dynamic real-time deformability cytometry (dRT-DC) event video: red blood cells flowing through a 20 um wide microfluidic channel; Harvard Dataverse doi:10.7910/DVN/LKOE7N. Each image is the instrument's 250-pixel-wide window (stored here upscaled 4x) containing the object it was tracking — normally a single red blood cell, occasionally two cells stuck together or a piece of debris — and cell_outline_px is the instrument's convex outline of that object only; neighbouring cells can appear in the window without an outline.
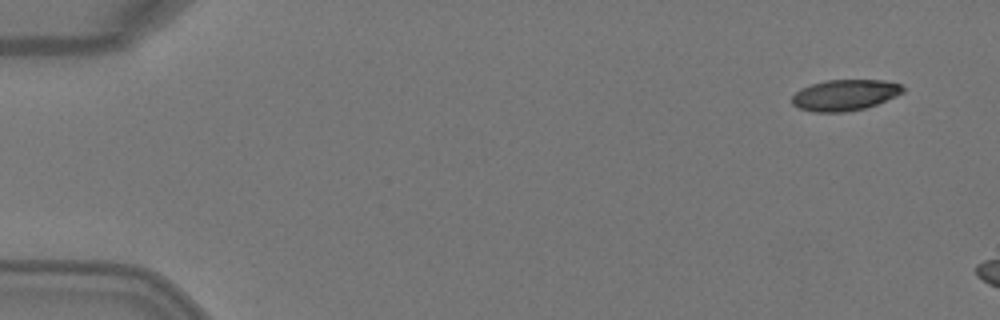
{"species": "Egyptian fruit bat (a non-hibernating species)", "species_latin": "Rousettus aegyptiacus", "temperature_condition": "warm", "stored_images_in_passage": 4, "camera_frame_rate_fps": 3000, "um_per_image_px": 0.085, "animal": {"sex": "female"}, "frame": {"image": 1, "passage_image": 1, "time_ms": 0.0, "image_size_px": [1000, 320], "cell_outline_px": [[904, 92], [896, 96], [876, 104], [864, 108], [844, 112], [812, 112], [800, 108], [792, 104], [792, 96], [800, 88], [812, 84], [828, 80], [884, 80], [900, 84], [904, 88]], "centroid_in_image_um": [71.8, 8.08], "position_along_channel_um": 13.2, "area_um2": 19.94}}